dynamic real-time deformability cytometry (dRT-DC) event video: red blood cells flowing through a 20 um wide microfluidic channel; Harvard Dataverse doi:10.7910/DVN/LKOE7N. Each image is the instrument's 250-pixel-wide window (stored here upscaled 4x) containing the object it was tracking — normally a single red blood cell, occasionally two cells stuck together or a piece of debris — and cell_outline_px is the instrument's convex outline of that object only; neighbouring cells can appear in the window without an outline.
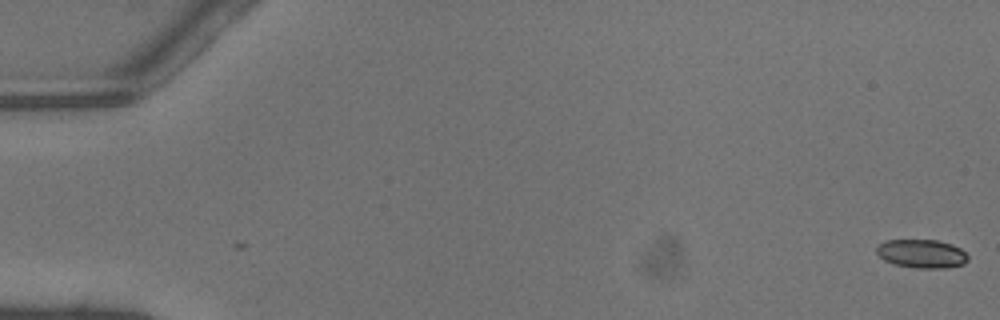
{"species": "common noctule bat (a hibernating species)", "species_latin": "Nyctalus noctula", "temperature_condition": "warm", "stored_images_in_passage": 2, "camera_frame_rate_fps": 3000, "um_per_image_px": 0.085, "animal": {"sex": "male", "body_mass_g": 13.3}, "frame": {"image": 1, "passage_image": 2, "time_ms": 0.333, "image_size_px": [1000, 320], "cell_outline_px": [[968, 260], [964, 264], [948, 268], [916, 268], [896, 264], [884, 260], [876, 252], [876, 248], [884, 240], [936, 240], [952, 244], [960, 248], [968, 256]], "centroid_in_image_um": [78.36, 21.56], "position_along_channel_um": 6.6, "area_um2": 15.2}}